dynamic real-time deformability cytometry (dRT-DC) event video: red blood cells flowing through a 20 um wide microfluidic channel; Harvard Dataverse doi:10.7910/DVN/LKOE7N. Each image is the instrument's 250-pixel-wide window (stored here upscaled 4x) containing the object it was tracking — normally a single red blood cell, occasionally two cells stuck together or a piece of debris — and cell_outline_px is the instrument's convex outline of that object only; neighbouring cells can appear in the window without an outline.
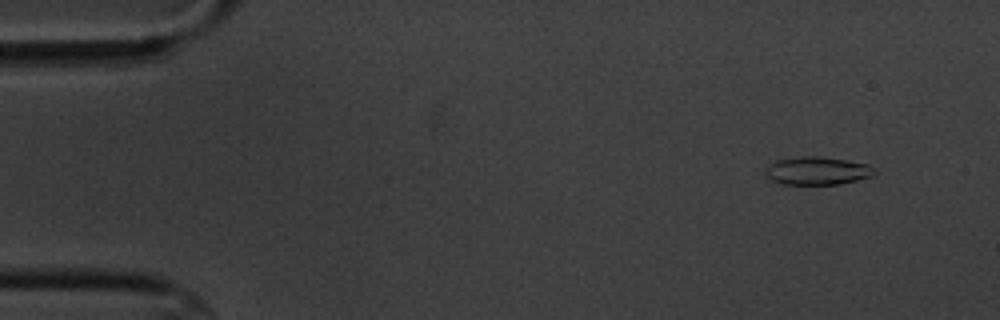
{"species": "common noctule bat (a hibernating species)", "species_latin": "Nyctalus noctula", "temperature_condition": "cold", "stored_images_in_passage": 7, "camera_frame_rate_fps": 3000, "um_per_image_px": 0.085, "animal": {"sex": "male", "body_mass_g": 20.1, "forearm_length_mm": 53.5}, "frame": {"image": 1, "passage_image": 2, "time_ms": 1.333, "image_size_px": [1000, 320], "cell_outline_px": [[876, 172], [872, 176], [840, 184], [780, 184], [768, 180], [764, 176], [764, 168], [768, 164], [776, 160], [804, 156], [820, 156], [868, 164]], "centroid_in_image_um": [69.37, 14.52], "position_along_channel_um": 15.6, "area_um2": 17.98}}
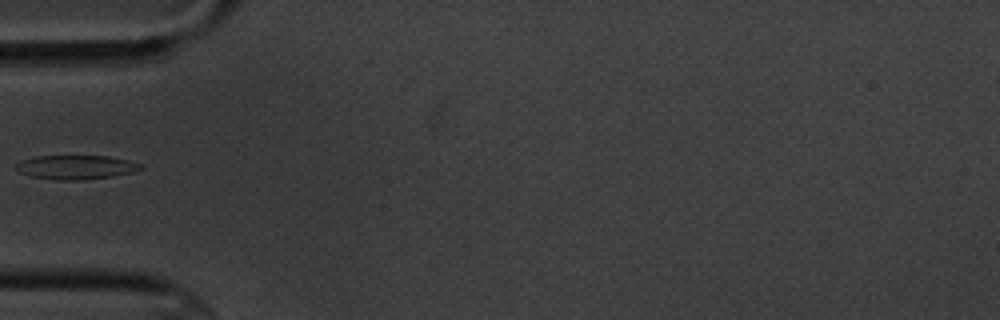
{"frame": {"image": 2, "passage_image": 6, "time_ms": 6.0, "image_size_px": [1000, 320], "cell_outline_px": [[144, 168], [132, 172], [112, 176], [84, 180], [56, 180], [32, 176], [20, 172], [16, 168], [16, 164], [20, 160], [36, 156], [108, 156], [128, 160], [140, 164]], "centroid_in_image_um": [6.45, 14.21], "position_along_channel_um": 78.6, "area_um2": 17.4}}
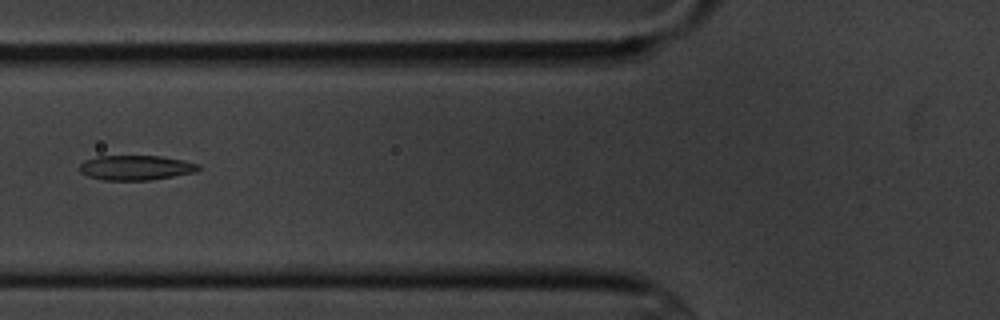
{"frame": {"image": 3, "passage_image": 7, "time_ms": 7.0, "image_size_px": [1000, 320], "cell_outline_px": [[200, 168], [196, 172], [152, 180], [104, 180], [88, 176], [80, 172], [80, 164], [84, 160], [96, 156], [160, 156], [184, 160], [200, 164]], "centroid_in_image_um": [11.56, 14.25], "position_along_channel_um": 114.2, "area_um2": 17.28}}